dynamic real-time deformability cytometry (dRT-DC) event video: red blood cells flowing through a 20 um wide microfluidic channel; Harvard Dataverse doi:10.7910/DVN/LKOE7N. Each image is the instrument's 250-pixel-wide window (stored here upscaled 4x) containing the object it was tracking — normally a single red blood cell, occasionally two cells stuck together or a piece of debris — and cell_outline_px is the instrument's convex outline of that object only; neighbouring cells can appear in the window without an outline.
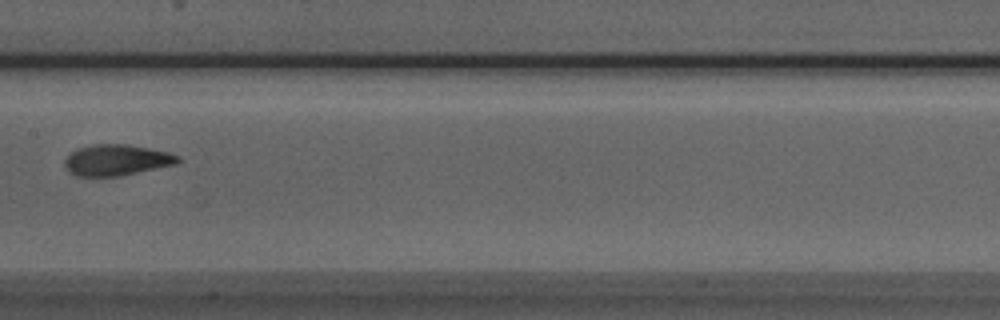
{"species": "Egyptian fruit bat (a non-hibernating species)", "species_latin": "Rousettus aegyptiacus", "temperature_condition": "room temperature", "stored_images_in_passage": 8, "camera_frame_rate_fps": 3000, "um_per_image_px": 0.085, "animal": {"sex": "male"}, "frame": {"image": 1, "passage_image": 8, "time_ms": 2.333, "image_size_px": [1000, 320], "cell_outline_px": [[184, 160], [176, 164], [120, 176], [76, 176], [68, 172], [64, 168], [64, 160], [76, 148], [92, 144], [124, 144], [148, 148], [168, 152], [180, 156]], "centroid_in_image_um": [9.9, 13.61], "position_along_channel_um": 197.5, "area_um2": 20.63}}